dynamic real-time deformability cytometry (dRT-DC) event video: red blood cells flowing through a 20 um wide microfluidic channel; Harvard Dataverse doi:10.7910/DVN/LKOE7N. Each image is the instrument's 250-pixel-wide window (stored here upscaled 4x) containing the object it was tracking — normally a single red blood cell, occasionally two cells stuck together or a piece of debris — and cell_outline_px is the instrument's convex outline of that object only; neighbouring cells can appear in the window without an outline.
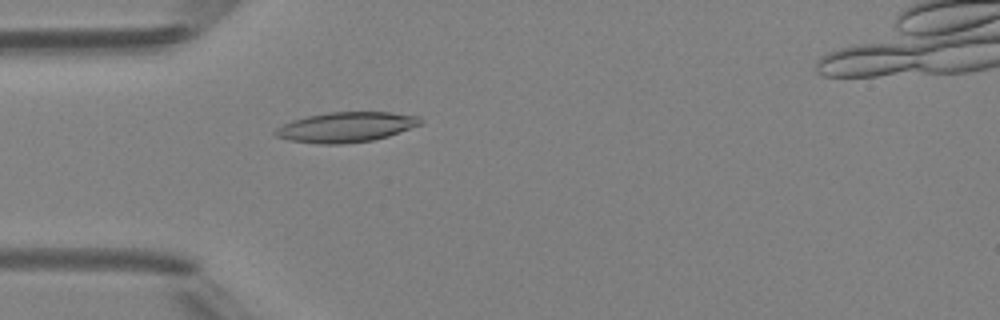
{"species": "Egyptian fruit bat (a non-hibernating species)", "species_latin": "Rousettus aegyptiacus", "temperature_condition": "room temperature", "stored_images_in_passage": 3, "camera_frame_rate_fps": 3000, "um_per_image_px": 0.085, "animal": {"sex": "female"}, "frame": {"image": 1, "passage_image": 2, "time_ms": 1.0, "image_size_px": [1000, 320], "cell_outline_px": [[424, 120], [420, 124], [388, 136], [372, 140], [344, 144], [320, 144], [288, 140], [276, 136], [272, 132], [276, 128], [292, 120], [308, 116], [328, 112], [392, 112], [420, 116]], "centroid_in_image_um": [29.41, 10.8], "position_along_channel_um": 55.6, "area_um2": 25.43}}